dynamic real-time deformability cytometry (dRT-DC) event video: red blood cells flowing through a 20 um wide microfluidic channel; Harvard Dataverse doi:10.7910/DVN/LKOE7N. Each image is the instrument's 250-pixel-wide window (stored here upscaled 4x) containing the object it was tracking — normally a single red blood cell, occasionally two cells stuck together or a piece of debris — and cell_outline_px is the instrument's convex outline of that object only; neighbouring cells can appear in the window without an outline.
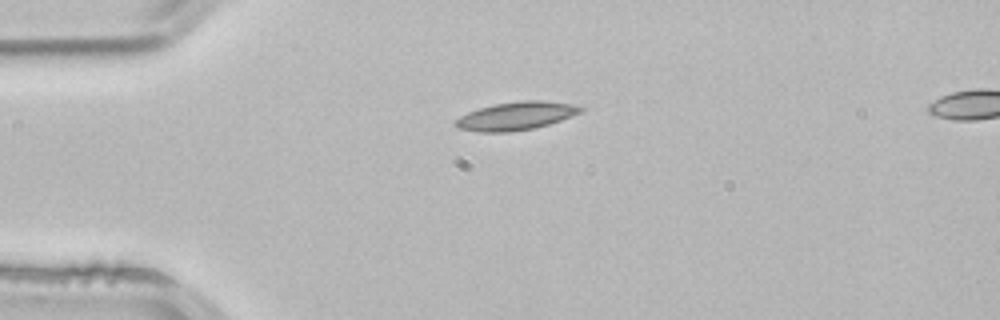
{"species": "common noctule bat (a hibernating species)", "species_latin": "Nyctalus noctula", "temperature_condition": "room temperature", "stored_images_in_passage": 4, "camera_frame_rate_fps": 3000, "um_per_image_px": 0.085, "animal": {"sex": "male", "body_mass_g": 21.5, "forearm_length_mm": 52.0}, "frame": {"image": 1, "passage_image": 4, "time_ms": 1.0, "image_size_px": [1000, 320], "cell_outline_px": [[588, 108], [584, 112], [548, 124], [532, 128], [508, 132], [476, 132], [460, 128], [452, 124], [460, 116], [468, 112], [492, 104], [520, 100], [544, 100], [572, 104]], "centroid_in_image_um": [43.9, 9.84], "position_along_channel_um": 41.1, "area_um2": 20.69}}